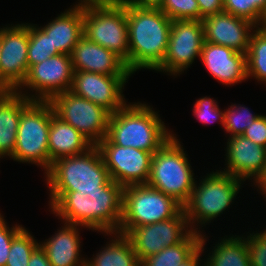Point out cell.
Here are the masks:
<instances>
[{"instance_id": "cell-1", "label": "cell", "mask_w": 266, "mask_h": 266, "mask_svg": "<svg viewBox=\"0 0 266 266\" xmlns=\"http://www.w3.org/2000/svg\"><path fill=\"white\" fill-rule=\"evenodd\" d=\"M50 206L68 224L114 234L122 219L123 187L115 181L98 189L50 191Z\"/></svg>"}, {"instance_id": "cell-2", "label": "cell", "mask_w": 266, "mask_h": 266, "mask_svg": "<svg viewBox=\"0 0 266 266\" xmlns=\"http://www.w3.org/2000/svg\"><path fill=\"white\" fill-rule=\"evenodd\" d=\"M128 70H156L168 49L172 20L157 6H126Z\"/></svg>"}, {"instance_id": "cell-3", "label": "cell", "mask_w": 266, "mask_h": 266, "mask_svg": "<svg viewBox=\"0 0 266 266\" xmlns=\"http://www.w3.org/2000/svg\"><path fill=\"white\" fill-rule=\"evenodd\" d=\"M152 109L139 102L126 104L111 114L107 137L115 145L154 154L174 134L166 128L158 112Z\"/></svg>"}, {"instance_id": "cell-4", "label": "cell", "mask_w": 266, "mask_h": 266, "mask_svg": "<svg viewBox=\"0 0 266 266\" xmlns=\"http://www.w3.org/2000/svg\"><path fill=\"white\" fill-rule=\"evenodd\" d=\"M83 34L118 55L128 69V22L126 6L119 0H80Z\"/></svg>"}, {"instance_id": "cell-5", "label": "cell", "mask_w": 266, "mask_h": 266, "mask_svg": "<svg viewBox=\"0 0 266 266\" xmlns=\"http://www.w3.org/2000/svg\"><path fill=\"white\" fill-rule=\"evenodd\" d=\"M175 134L153 154L147 185L173 197L182 206L196 183L191 165Z\"/></svg>"}, {"instance_id": "cell-6", "label": "cell", "mask_w": 266, "mask_h": 266, "mask_svg": "<svg viewBox=\"0 0 266 266\" xmlns=\"http://www.w3.org/2000/svg\"><path fill=\"white\" fill-rule=\"evenodd\" d=\"M45 173L50 191L98 189L112 181L97 146L83 154L55 160Z\"/></svg>"}, {"instance_id": "cell-7", "label": "cell", "mask_w": 266, "mask_h": 266, "mask_svg": "<svg viewBox=\"0 0 266 266\" xmlns=\"http://www.w3.org/2000/svg\"><path fill=\"white\" fill-rule=\"evenodd\" d=\"M241 182L230 174L216 171L207 174L199 186L195 183L189 200L183 205L191 230L202 233L194 228V223L197 222V227L200 223H211V220L229 208L239 192Z\"/></svg>"}, {"instance_id": "cell-8", "label": "cell", "mask_w": 266, "mask_h": 266, "mask_svg": "<svg viewBox=\"0 0 266 266\" xmlns=\"http://www.w3.org/2000/svg\"><path fill=\"white\" fill-rule=\"evenodd\" d=\"M52 118L49 101L33 100L21 113L12 159L40 165L47 172L52 162L48 153V135Z\"/></svg>"}, {"instance_id": "cell-9", "label": "cell", "mask_w": 266, "mask_h": 266, "mask_svg": "<svg viewBox=\"0 0 266 266\" xmlns=\"http://www.w3.org/2000/svg\"><path fill=\"white\" fill-rule=\"evenodd\" d=\"M183 206L173 197L147 184L123 187L122 219L117 233L175 217Z\"/></svg>"}, {"instance_id": "cell-10", "label": "cell", "mask_w": 266, "mask_h": 266, "mask_svg": "<svg viewBox=\"0 0 266 266\" xmlns=\"http://www.w3.org/2000/svg\"><path fill=\"white\" fill-rule=\"evenodd\" d=\"M54 114L97 146L108 133L111 113L100 105L65 91L49 100Z\"/></svg>"}, {"instance_id": "cell-11", "label": "cell", "mask_w": 266, "mask_h": 266, "mask_svg": "<svg viewBox=\"0 0 266 266\" xmlns=\"http://www.w3.org/2000/svg\"><path fill=\"white\" fill-rule=\"evenodd\" d=\"M73 73L69 54L53 55L43 62L31 66L23 83L15 91L30 100L49 101L55 95L71 90ZM24 86L31 91H36L35 94L31 96L22 93L21 90L22 87L24 90Z\"/></svg>"}, {"instance_id": "cell-12", "label": "cell", "mask_w": 266, "mask_h": 266, "mask_svg": "<svg viewBox=\"0 0 266 266\" xmlns=\"http://www.w3.org/2000/svg\"><path fill=\"white\" fill-rule=\"evenodd\" d=\"M97 147L113 181L122 187L147 184L153 153L115 145L107 136Z\"/></svg>"}, {"instance_id": "cell-13", "label": "cell", "mask_w": 266, "mask_h": 266, "mask_svg": "<svg viewBox=\"0 0 266 266\" xmlns=\"http://www.w3.org/2000/svg\"><path fill=\"white\" fill-rule=\"evenodd\" d=\"M204 42L202 21L172 20L166 56L156 71L181 74L197 56L201 57Z\"/></svg>"}, {"instance_id": "cell-14", "label": "cell", "mask_w": 266, "mask_h": 266, "mask_svg": "<svg viewBox=\"0 0 266 266\" xmlns=\"http://www.w3.org/2000/svg\"><path fill=\"white\" fill-rule=\"evenodd\" d=\"M187 227V228H186ZM192 232L182 209L175 217L153 224L134 227L126 237L141 262L166 247L181 243Z\"/></svg>"}, {"instance_id": "cell-15", "label": "cell", "mask_w": 266, "mask_h": 266, "mask_svg": "<svg viewBox=\"0 0 266 266\" xmlns=\"http://www.w3.org/2000/svg\"><path fill=\"white\" fill-rule=\"evenodd\" d=\"M129 77L74 71L70 91L113 114L126 105L125 96L122 93Z\"/></svg>"}, {"instance_id": "cell-16", "label": "cell", "mask_w": 266, "mask_h": 266, "mask_svg": "<svg viewBox=\"0 0 266 266\" xmlns=\"http://www.w3.org/2000/svg\"><path fill=\"white\" fill-rule=\"evenodd\" d=\"M1 28L0 76L15 91L28 72L29 24Z\"/></svg>"}, {"instance_id": "cell-17", "label": "cell", "mask_w": 266, "mask_h": 266, "mask_svg": "<svg viewBox=\"0 0 266 266\" xmlns=\"http://www.w3.org/2000/svg\"><path fill=\"white\" fill-rule=\"evenodd\" d=\"M205 41L247 54L251 31L257 28L248 19L227 12L209 15L202 19Z\"/></svg>"}, {"instance_id": "cell-18", "label": "cell", "mask_w": 266, "mask_h": 266, "mask_svg": "<svg viewBox=\"0 0 266 266\" xmlns=\"http://www.w3.org/2000/svg\"><path fill=\"white\" fill-rule=\"evenodd\" d=\"M226 149L227 169L221 172L243 182L248 178L254 179L255 183L266 166V147L255 144L243 135H237L228 138Z\"/></svg>"}, {"instance_id": "cell-19", "label": "cell", "mask_w": 266, "mask_h": 266, "mask_svg": "<svg viewBox=\"0 0 266 266\" xmlns=\"http://www.w3.org/2000/svg\"><path fill=\"white\" fill-rule=\"evenodd\" d=\"M73 71L131 76L125 62L114 52L82 36L71 54Z\"/></svg>"}, {"instance_id": "cell-20", "label": "cell", "mask_w": 266, "mask_h": 266, "mask_svg": "<svg viewBox=\"0 0 266 266\" xmlns=\"http://www.w3.org/2000/svg\"><path fill=\"white\" fill-rule=\"evenodd\" d=\"M200 60L222 84L234 85L248 79L246 54L232 48L205 41Z\"/></svg>"}, {"instance_id": "cell-21", "label": "cell", "mask_w": 266, "mask_h": 266, "mask_svg": "<svg viewBox=\"0 0 266 266\" xmlns=\"http://www.w3.org/2000/svg\"><path fill=\"white\" fill-rule=\"evenodd\" d=\"M41 29L49 36L52 50L71 54L83 34V4L79 1Z\"/></svg>"}, {"instance_id": "cell-22", "label": "cell", "mask_w": 266, "mask_h": 266, "mask_svg": "<svg viewBox=\"0 0 266 266\" xmlns=\"http://www.w3.org/2000/svg\"><path fill=\"white\" fill-rule=\"evenodd\" d=\"M32 101L16 91L0 92V158L12 157L21 113Z\"/></svg>"}, {"instance_id": "cell-23", "label": "cell", "mask_w": 266, "mask_h": 266, "mask_svg": "<svg viewBox=\"0 0 266 266\" xmlns=\"http://www.w3.org/2000/svg\"><path fill=\"white\" fill-rule=\"evenodd\" d=\"M78 225L65 223L61 230L39 244L45 251L51 266H85L80 257V233Z\"/></svg>"}, {"instance_id": "cell-24", "label": "cell", "mask_w": 266, "mask_h": 266, "mask_svg": "<svg viewBox=\"0 0 266 266\" xmlns=\"http://www.w3.org/2000/svg\"><path fill=\"white\" fill-rule=\"evenodd\" d=\"M93 145L73 126L58 118L52 108V118L48 135L49 159L55 160L67 156L80 155Z\"/></svg>"}, {"instance_id": "cell-25", "label": "cell", "mask_w": 266, "mask_h": 266, "mask_svg": "<svg viewBox=\"0 0 266 266\" xmlns=\"http://www.w3.org/2000/svg\"><path fill=\"white\" fill-rule=\"evenodd\" d=\"M106 247H102L92 260H86L85 266H141L137 254L133 250L131 241L126 235L114 233Z\"/></svg>"}, {"instance_id": "cell-26", "label": "cell", "mask_w": 266, "mask_h": 266, "mask_svg": "<svg viewBox=\"0 0 266 266\" xmlns=\"http://www.w3.org/2000/svg\"><path fill=\"white\" fill-rule=\"evenodd\" d=\"M213 250L204 266H251L249 250L244 237L232 235L223 238Z\"/></svg>"}, {"instance_id": "cell-27", "label": "cell", "mask_w": 266, "mask_h": 266, "mask_svg": "<svg viewBox=\"0 0 266 266\" xmlns=\"http://www.w3.org/2000/svg\"><path fill=\"white\" fill-rule=\"evenodd\" d=\"M201 233L192 231L181 243L166 247L157 254L146 257L141 266H179L199 248Z\"/></svg>"}, {"instance_id": "cell-28", "label": "cell", "mask_w": 266, "mask_h": 266, "mask_svg": "<svg viewBox=\"0 0 266 266\" xmlns=\"http://www.w3.org/2000/svg\"><path fill=\"white\" fill-rule=\"evenodd\" d=\"M247 78L266 84V30L262 26L252 31L246 54Z\"/></svg>"}, {"instance_id": "cell-29", "label": "cell", "mask_w": 266, "mask_h": 266, "mask_svg": "<svg viewBox=\"0 0 266 266\" xmlns=\"http://www.w3.org/2000/svg\"><path fill=\"white\" fill-rule=\"evenodd\" d=\"M57 54L60 52L52 50L49 36L40 27L29 23L28 69Z\"/></svg>"}, {"instance_id": "cell-30", "label": "cell", "mask_w": 266, "mask_h": 266, "mask_svg": "<svg viewBox=\"0 0 266 266\" xmlns=\"http://www.w3.org/2000/svg\"><path fill=\"white\" fill-rule=\"evenodd\" d=\"M223 11L262 26L266 17V0H223Z\"/></svg>"}, {"instance_id": "cell-31", "label": "cell", "mask_w": 266, "mask_h": 266, "mask_svg": "<svg viewBox=\"0 0 266 266\" xmlns=\"http://www.w3.org/2000/svg\"><path fill=\"white\" fill-rule=\"evenodd\" d=\"M23 228L12 240L6 266H28L33 251L40 243Z\"/></svg>"}, {"instance_id": "cell-32", "label": "cell", "mask_w": 266, "mask_h": 266, "mask_svg": "<svg viewBox=\"0 0 266 266\" xmlns=\"http://www.w3.org/2000/svg\"><path fill=\"white\" fill-rule=\"evenodd\" d=\"M259 115L242 105L233 104L224 110V129L230 134L229 137L242 135Z\"/></svg>"}, {"instance_id": "cell-33", "label": "cell", "mask_w": 266, "mask_h": 266, "mask_svg": "<svg viewBox=\"0 0 266 266\" xmlns=\"http://www.w3.org/2000/svg\"><path fill=\"white\" fill-rule=\"evenodd\" d=\"M157 7L171 20H200L197 0H161Z\"/></svg>"}, {"instance_id": "cell-34", "label": "cell", "mask_w": 266, "mask_h": 266, "mask_svg": "<svg viewBox=\"0 0 266 266\" xmlns=\"http://www.w3.org/2000/svg\"><path fill=\"white\" fill-rule=\"evenodd\" d=\"M193 113L205 125L216 120H219L224 125V112L219 109L216 100L210 97L206 96L198 99L194 104Z\"/></svg>"}, {"instance_id": "cell-35", "label": "cell", "mask_w": 266, "mask_h": 266, "mask_svg": "<svg viewBox=\"0 0 266 266\" xmlns=\"http://www.w3.org/2000/svg\"><path fill=\"white\" fill-rule=\"evenodd\" d=\"M0 214V266H6L13 238L23 229L22 225L9 228Z\"/></svg>"}, {"instance_id": "cell-36", "label": "cell", "mask_w": 266, "mask_h": 266, "mask_svg": "<svg viewBox=\"0 0 266 266\" xmlns=\"http://www.w3.org/2000/svg\"><path fill=\"white\" fill-rule=\"evenodd\" d=\"M251 266H266V242L256 233L246 238Z\"/></svg>"}, {"instance_id": "cell-37", "label": "cell", "mask_w": 266, "mask_h": 266, "mask_svg": "<svg viewBox=\"0 0 266 266\" xmlns=\"http://www.w3.org/2000/svg\"><path fill=\"white\" fill-rule=\"evenodd\" d=\"M242 135L255 144L266 147V116L259 115Z\"/></svg>"}, {"instance_id": "cell-38", "label": "cell", "mask_w": 266, "mask_h": 266, "mask_svg": "<svg viewBox=\"0 0 266 266\" xmlns=\"http://www.w3.org/2000/svg\"><path fill=\"white\" fill-rule=\"evenodd\" d=\"M200 9V21L203 18L223 12V0H197Z\"/></svg>"}, {"instance_id": "cell-39", "label": "cell", "mask_w": 266, "mask_h": 266, "mask_svg": "<svg viewBox=\"0 0 266 266\" xmlns=\"http://www.w3.org/2000/svg\"><path fill=\"white\" fill-rule=\"evenodd\" d=\"M28 266H51L45 251L40 245L31 254Z\"/></svg>"}, {"instance_id": "cell-40", "label": "cell", "mask_w": 266, "mask_h": 266, "mask_svg": "<svg viewBox=\"0 0 266 266\" xmlns=\"http://www.w3.org/2000/svg\"><path fill=\"white\" fill-rule=\"evenodd\" d=\"M205 240H207L205 238V235L203 236L201 235L200 248L189 259L181 263L179 266H201L200 257H201L202 251H204V245L206 242ZM202 266H204V264Z\"/></svg>"}, {"instance_id": "cell-41", "label": "cell", "mask_w": 266, "mask_h": 266, "mask_svg": "<svg viewBox=\"0 0 266 266\" xmlns=\"http://www.w3.org/2000/svg\"><path fill=\"white\" fill-rule=\"evenodd\" d=\"M125 6H157L161 0H119Z\"/></svg>"}, {"instance_id": "cell-42", "label": "cell", "mask_w": 266, "mask_h": 266, "mask_svg": "<svg viewBox=\"0 0 266 266\" xmlns=\"http://www.w3.org/2000/svg\"><path fill=\"white\" fill-rule=\"evenodd\" d=\"M255 184V186H258V188L260 189L262 194L265 195L264 197L266 198V166L263 174L259 177Z\"/></svg>"}, {"instance_id": "cell-43", "label": "cell", "mask_w": 266, "mask_h": 266, "mask_svg": "<svg viewBox=\"0 0 266 266\" xmlns=\"http://www.w3.org/2000/svg\"><path fill=\"white\" fill-rule=\"evenodd\" d=\"M2 45V36H1V29H0V50ZM14 91L0 76V92H12Z\"/></svg>"}, {"instance_id": "cell-44", "label": "cell", "mask_w": 266, "mask_h": 266, "mask_svg": "<svg viewBox=\"0 0 266 266\" xmlns=\"http://www.w3.org/2000/svg\"><path fill=\"white\" fill-rule=\"evenodd\" d=\"M256 234L266 242V229L263 232L260 231V233L257 232Z\"/></svg>"}]
</instances>
